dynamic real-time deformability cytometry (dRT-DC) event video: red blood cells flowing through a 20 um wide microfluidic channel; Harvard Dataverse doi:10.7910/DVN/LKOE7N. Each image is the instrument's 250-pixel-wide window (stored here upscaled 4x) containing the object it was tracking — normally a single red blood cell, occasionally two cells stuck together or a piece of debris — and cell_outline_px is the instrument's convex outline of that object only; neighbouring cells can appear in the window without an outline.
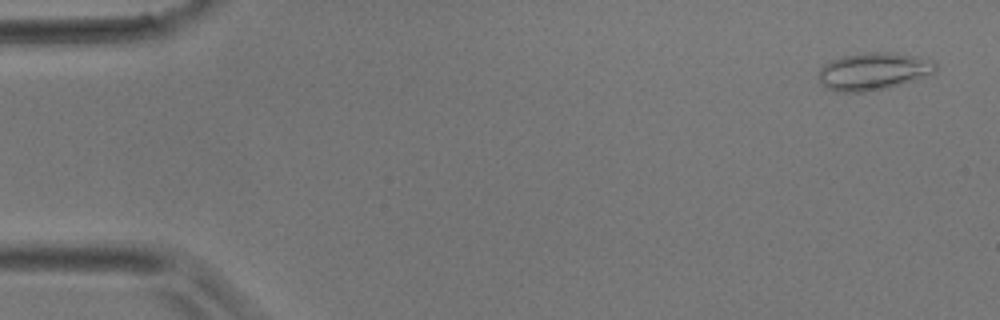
{"species": "common noctule bat (a hibernating species)", "species_latin": "Nyctalus noctula", "temperature_condition": "room temperature", "stored_images_in_passage": 4, "camera_frame_rate_fps": 3000, "um_per_image_px": 0.085, "animal": {"sex": "male", "body_mass_g": 17.9}, "frame": {"image": 1, "passage_image": 1, "time_ms": 0.0, "image_size_px": [1000, 320], "cell_outline_px": [[936, 68], [932, 72], [924, 76], [888, 88], [864, 92], [836, 92], [820, 84], [820, 68], [824, 64], [832, 60], [844, 56], [864, 52], [892, 52], [916, 56], [932, 60], [936, 64]], "centroid_in_image_um": [74.21, 6.06], "position_along_channel_um": 10.8, "area_um2": 25.32}}